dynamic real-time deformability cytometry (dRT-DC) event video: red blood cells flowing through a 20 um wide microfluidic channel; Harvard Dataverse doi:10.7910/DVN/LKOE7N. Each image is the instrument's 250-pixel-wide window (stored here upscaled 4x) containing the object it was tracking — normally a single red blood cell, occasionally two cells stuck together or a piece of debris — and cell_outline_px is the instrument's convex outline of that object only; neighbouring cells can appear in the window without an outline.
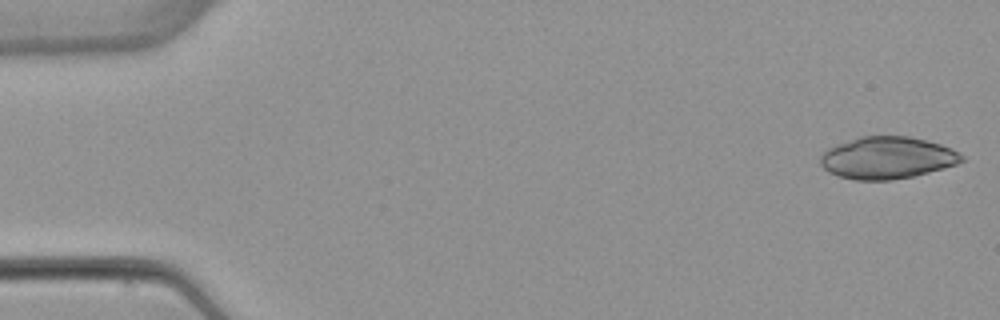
{"species": "common noctule bat (a hibernating species)", "species_latin": "Nyctalus noctula", "temperature_condition": "warm", "stored_images_in_passage": 5, "segment_of_instrument_passage": [1, 2], "camera_frame_rate_fps": 3000, "um_per_image_px": 0.085, "animal": {"sex": "female", "body_mass_g": 22.7, "forearm_length_mm": 54.2}, "frame": {"image": 1, "passage_image": 1, "time_ms": 0.0, "image_size_px": [1000, 320], "cell_outline_px": [[964, 160], [956, 164], [944, 168], [912, 176], [892, 180], [852, 180], [828, 172], [820, 164], [820, 156], [828, 148], [836, 144], [860, 136], [908, 136], [940, 144], [952, 148], [960, 152], [964, 156]], "centroid_in_image_um": [75.4, 13.41], "position_along_channel_um": 9.6, "area_um2": 34.68}}